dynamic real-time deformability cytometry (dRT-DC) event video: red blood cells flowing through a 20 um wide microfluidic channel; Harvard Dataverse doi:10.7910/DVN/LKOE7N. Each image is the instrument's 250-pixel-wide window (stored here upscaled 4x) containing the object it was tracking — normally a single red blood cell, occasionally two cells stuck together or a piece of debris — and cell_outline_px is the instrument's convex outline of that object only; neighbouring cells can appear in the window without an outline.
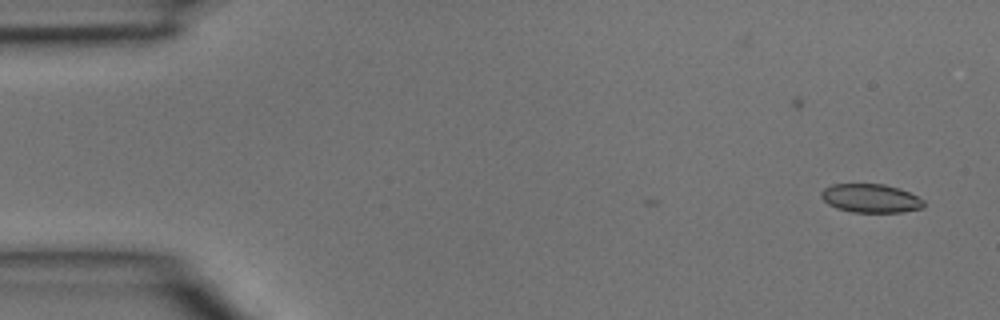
{"species": "common noctule bat (a hibernating species)", "species_latin": "Nyctalus noctula", "temperature_condition": "room temperature", "stored_images_in_passage": 2, "camera_frame_rate_fps": 3000, "um_per_image_px": 0.085, "animal": {"sex": "male", "body_mass_g": 15.6}, "frame": {"image": 1, "passage_image": 2, "time_ms": 0.333, "image_size_px": [1000, 320], "cell_outline_px": [[924, 208], [900, 212], [852, 212], [836, 208], [828, 204], [820, 196], [820, 192], [824, 188], [832, 184], [884, 184], [900, 188], [924, 200]], "centroid_in_image_um": [73.99, 16.85], "position_along_channel_um": 11.0, "area_um2": 17.17}}